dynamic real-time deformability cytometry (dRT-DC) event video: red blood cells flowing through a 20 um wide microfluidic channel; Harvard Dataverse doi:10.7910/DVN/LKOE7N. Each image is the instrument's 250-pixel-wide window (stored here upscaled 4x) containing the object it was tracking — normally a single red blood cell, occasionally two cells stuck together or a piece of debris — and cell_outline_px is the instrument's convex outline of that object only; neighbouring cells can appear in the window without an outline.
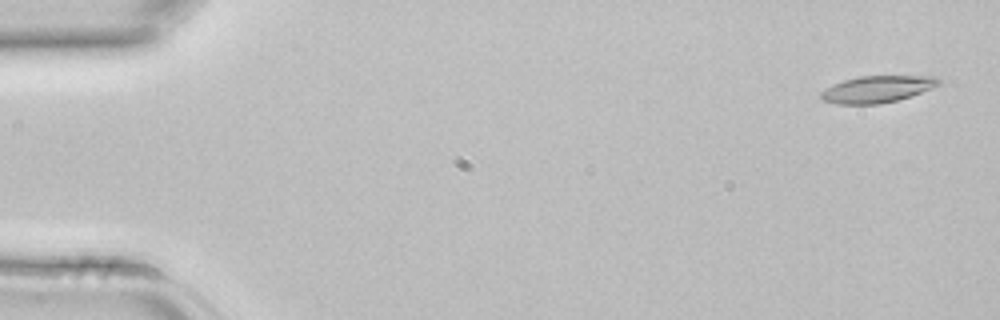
{"species": "common noctule bat (a hibernating species)", "species_latin": "Nyctalus noctula", "temperature_condition": "room temperature", "stored_images_in_passage": 3, "camera_frame_rate_fps": 3000, "um_per_image_px": 0.085, "animal": {"sex": "female", "body_mass_g": 22.7, "forearm_length_mm": 54.2}, "frame": {"image": 1, "passage_image": 1, "time_ms": 0.0, "image_size_px": [1000, 320], "cell_outline_px": [[940, 84], [920, 92], [896, 100], [880, 104], [836, 104], [820, 100], [820, 92], [832, 84], [844, 80], [860, 76], [936, 76], [940, 80]], "centroid_in_image_um": [74.49, 7.58], "position_along_channel_um": 10.5, "area_um2": 18.26}}
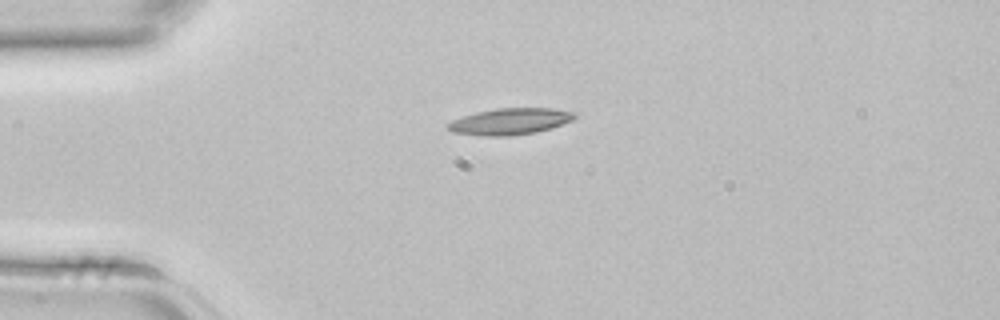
{"frame": {"image": 2, "passage_image": 3, "time_ms": 0.667, "image_size_px": [1000, 320], "cell_outline_px": [[576, 116], [572, 120], [536, 132], [508, 136], [484, 136], [452, 132], [444, 124], [452, 120], [476, 112], [496, 108], [552, 108], [576, 112]], "centroid_in_image_um": [43.31, 10.31], "position_along_channel_um": 41.7, "area_um2": 19.42}}